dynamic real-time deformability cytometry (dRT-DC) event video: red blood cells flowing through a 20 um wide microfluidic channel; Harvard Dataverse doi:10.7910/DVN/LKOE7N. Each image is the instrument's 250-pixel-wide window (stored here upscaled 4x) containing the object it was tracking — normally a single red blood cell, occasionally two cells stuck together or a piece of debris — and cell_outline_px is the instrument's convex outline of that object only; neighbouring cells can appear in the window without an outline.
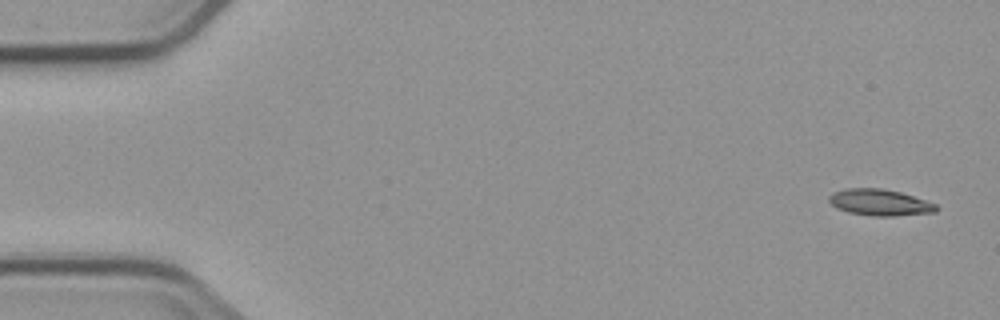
{"species": "common noctule bat (a hibernating species)", "species_latin": "Nyctalus noctula", "temperature_condition": "cold", "stored_images_in_passage": 4, "camera_frame_rate_fps": 3000, "um_per_image_px": 0.085, "animal": {"sex": "male", "body_mass_g": 23.1, "forearm_length_mm": 52.7}, "frame": {"image": 1, "passage_image": 1, "time_ms": 0.0, "image_size_px": [1000, 320], "cell_outline_px": [[940, 208], [936, 212], [896, 216], [876, 216], [848, 212], [836, 208], [828, 200], [828, 196], [832, 192], [844, 188], [880, 188], [900, 192], [936, 204]], "centroid_in_image_um": [74.76, 17.2], "position_along_channel_um": 10.2, "area_um2": 16.53}}
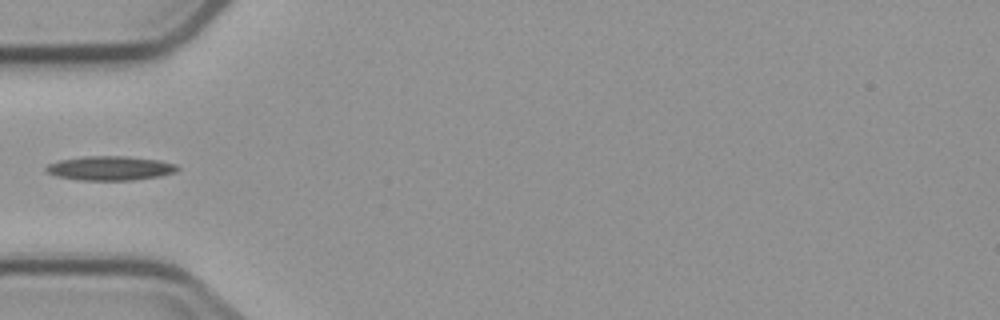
{"frame": {"image": 2, "passage_image": 3, "time_ms": 5.333, "image_size_px": [1000, 320], "cell_outline_px": [[180, 168], [176, 172], [160, 176], [132, 180], [80, 180], [56, 176], [44, 172], [44, 168], [48, 164], [60, 160], [84, 156], [124, 156], [160, 160], [176, 164]], "centroid_in_image_um": [9.35, 14.29], "position_along_channel_um": 75.7, "area_um2": 18.67}}
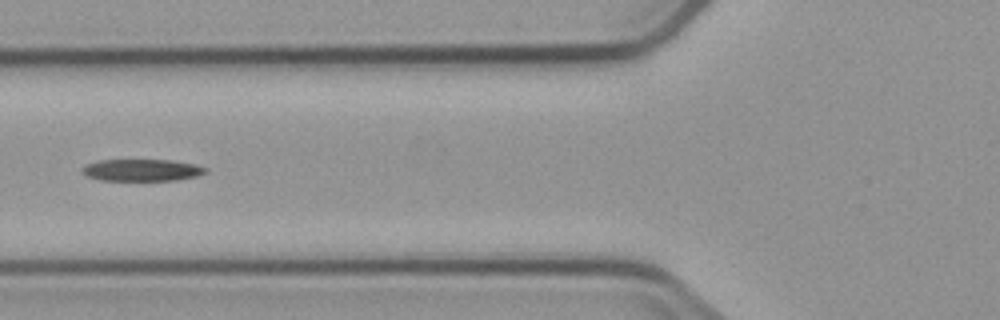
{"frame": {"image": 3, "passage_image": 4, "time_ms": 6.333, "image_size_px": [1000, 320], "cell_outline_px": [[208, 172], [196, 176], [176, 180], [100, 180], [88, 176], [80, 172], [80, 168], [88, 164], [100, 160], [172, 160], [196, 164], [208, 168]], "centroid_in_image_um": [12.08, 14.45], "position_along_channel_um": 113.7, "area_um2": 15.78}}